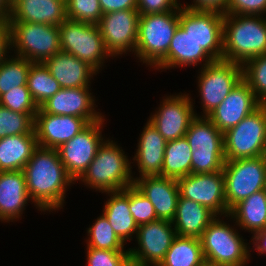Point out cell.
Listing matches in <instances>:
<instances>
[{"instance_id":"83f0119b","label":"cell","mask_w":266,"mask_h":266,"mask_svg":"<svg viewBox=\"0 0 266 266\" xmlns=\"http://www.w3.org/2000/svg\"><path fill=\"white\" fill-rule=\"evenodd\" d=\"M110 199L104 205L103 215L107 218L117 237L125 243L137 233L136 224L129 208V187L110 192Z\"/></svg>"},{"instance_id":"c3c4849f","label":"cell","mask_w":266,"mask_h":266,"mask_svg":"<svg viewBox=\"0 0 266 266\" xmlns=\"http://www.w3.org/2000/svg\"><path fill=\"white\" fill-rule=\"evenodd\" d=\"M253 245H255V250L260 254L266 253V225L261 231L254 233L253 235ZM255 239V240H254Z\"/></svg>"},{"instance_id":"d6a6232c","label":"cell","mask_w":266,"mask_h":266,"mask_svg":"<svg viewBox=\"0 0 266 266\" xmlns=\"http://www.w3.org/2000/svg\"><path fill=\"white\" fill-rule=\"evenodd\" d=\"M27 87L38 107L62 88L44 63L39 62H33L30 66Z\"/></svg>"},{"instance_id":"7bdbcfd3","label":"cell","mask_w":266,"mask_h":266,"mask_svg":"<svg viewBox=\"0 0 266 266\" xmlns=\"http://www.w3.org/2000/svg\"><path fill=\"white\" fill-rule=\"evenodd\" d=\"M266 0H228L225 14L263 15Z\"/></svg>"},{"instance_id":"11a10c76","label":"cell","mask_w":266,"mask_h":266,"mask_svg":"<svg viewBox=\"0 0 266 266\" xmlns=\"http://www.w3.org/2000/svg\"><path fill=\"white\" fill-rule=\"evenodd\" d=\"M263 156L266 158V144H265V150H264Z\"/></svg>"},{"instance_id":"ffe728a7","label":"cell","mask_w":266,"mask_h":266,"mask_svg":"<svg viewBox=\"0 0 266 266\" xmlns=\"http://www.w3.org/2000/svg\"><path fill=\"white\" fill-rule=\"evenodd\" d=\"M133 180L134 186L153 204L157 218L172 221L179 198L177 180L162 176H144Z\"/></svg>"},{"instance_id":"e575fe53","label":"cell","mask_w":266,"mask_h":266,"mask_svg":"<svg viewBox=\"0 0 266 266\" xmlns=\"http://www.w3.org/2000/svg\"><path fill=\"white\" fill-rule=\"evenodd\" d=\"M87 247L124 251V243L117 237L107 218L102 214L88 228Z\"/></svg>"},{"instance_id":"6da1fadb","label":"cell","mask_w":266,"mask_h":266,"mask_svg":"<svg viewBox=\"0 0 266 266\" xmlns=\"http://www.w3.org/2000/svg\"><path fill=\"white\" fill-rule=\"evenodd\" d=\"M23 171L29 198L41 211L62 208L66 188L74 180L68 175L57 149L38 147Z\"/></svg>"},{"instance_id":"74e56055","label":"cell","mask_w":266,"mask_h":266,"mask_svg":"<svg viewBox=\"0 0 266 266\" xmlns=\"http://www.w3.org/2000/svg\"><path fill=\"white\" fill-rule=\"evenodd\" d=\"M102 15L99 0H66V17L70 20L98 24Z\"/></svg>"},{"instance_id":"816d5d0a","label":"cell","mask_w":266,"mask_h":266,"mask_svg":"<svg viewBox=\"0 0 266 266\" xmlns=\"http://www.w3.org/2000/svg\"><path fill=\"white\" fill-rule=\"evenodd\" d=\"M201 266H220L218 264H213V263H209V262H204Z\"/></svg>"},{"instance_id":"7a4b0ae2","label":"cell","mask_w":266,"mask_h":266,"mask_svg":"<svg viewBox=\"0 0 266 266\" xmlns=\"http://www.w3.org/2000/svg\"><path fill=\"white\" fill-rule=\"evenodd\" d=\"M266 54V17L224 14L223 60L243 65Z\"/></svg>"},{"instance_id":"2e32d148","label":"cell","mask_w":266,"mask_h":266,"mask_svg":"<svg viewBox=\"0 0 266 266\" xmlns=\"http://www.w3.org/2000/svg\"><path fill=\"white\" fill-rule=\"evenodd\" d=\"M189 94L166 97L159 110L150 117L149 122L166 141L185 137L191 121L197 116Z\"/></svg>"},{"instance_id":"f6af8a7d","label":"cell","mask_w":266,"mask_h":266,"mask_svg":"<svg viewBox=\"0 0 266 266\" xmlns=\"http://www.w3.org/2000/svg\"><path fill=\"white\" fill-rule=\"evenodd\" d=\"M194 4L184 5L185 8L194 10L216 11L225 14L228 0H193Z\"/></svg>"},{"instance_id":"bcb514c9","label":"cell","mask_w":266,"mask_h":266,"mask_svg":"<svg viewBox=\"0 0 266 266\" xmlns=\"http://www.w3.org/2000/svg\"><path fill=\"white\" fill-rule=\"evenodd\" d=\"M103 14L120 10H137V0H99Z\"/></svg>"},{"instance_id":"836d02e7","label":"cell","mask_w":266,"mask_h":266,"mask_svg":"<svg viewBox=\"0 0 266 266\" xmlns=\"http://www.w3.org/2000/svg\"><path fill=\"white\" fill-rule=\"evenodd\" d=\"M6 57L0 63V96L19 86H27L28 73L33 62L16 56Z\"/></svg>"},{"instance_id":"603a6c76","label":"cell","mask_w":266,"mask_h":266,"mask_svg":"<svg viewBox=\"0 0 266 266\" xmlns=\"http://www.w3.org/2000/svg\"><path fill=\"white\" fill-rule=\"evenodd\" d=\"M23 170L0 172V220L19 218L29 201Z\"/></svg>"},{"instance_id":"8fae6325","label":"cell","mask_w":266,"mask_h":266,"mask_svg":"<svg viewBox=\"0 0 266 266\" xmlns=\"http://www.w3.org/2000/svg\"><path fill=\"white\" fill-rule=\"evenodd\" d=\"M223 17L216 11L179 10V26L200 45L213 60L223 57Z\"/></svg>"},{"instance_id":"ab89813d","label":"cell","mask_w":266,"mask_h":266,"mask_svg":"<svg viewBox=\"0 0 266 266\" xmlns=\"http://www.w3.org/2000/svg\"><path fill=\"white\" fill-rule=\"evenodd\" d=\"M129 208L138 226L158 219L153 204L134 185L129 186Z\"/></svg>"},{"instance_id":"8992f818","label":"cell","mask_w":266,"mask_h":266,"mask_svg":"<svg viewBox=\"0 0 266 266\" xmlns=\"http://www.w3.org/2000/svg\"><path fill=\"white\" fill-rule=\"evenodd\" d=\"M200 240L206 262L220 266H244L250 259L248 244L219 217L206 227Z\"/></svg>"},{"instance_id":"7402d4cb","label":"cell","mask_w":266,"mask_h":266,"mask_svg":"<svg viewBox=\"0 0 266 266\" xmlns=\"http://www.w3.org/2000/svg\"><path fill=\"white\" fill-rule=\"evenodd\" d=\"M66 19V0H18L8 21L59 26Z\"/></svg>"},{"instance_id":"1f68e13d","label":"cell","mask_w":266,"mask_h":266,"mask_svg":"<svg viewBox=\"0 0 266 266\" xmlns=\"http://www.w3.org/2000/svg\"><path fill=\"white\" fill-rule=\"evenodd\" d=\"M204 262L199 238L176 236L159 266H201Z\"/></svg>"},{"instance_id":"3957f363","label":"cell","mask_w":266,"mask_h":266,"mask_svg":"<svg viewBox=\"0 0 266 266\" xmlns=\"http://www.w3.org/2000/svg\"><path fill=\"white\" fill-rule=\"evenodd\" d=\"M131 166L124 151L112 141H104L89 167L78 179L102 193L120 191L134 185Z\"/></svg>"},{"instance_id":"f1b7e54d","label":"cell","mask_w":266,"mask_h":266,"mask_svg":"<svg viewBox=\"0 0 266 266\" xmlns=\"http://www.w3.org/2000/svg\"><path fill=\"white\" fill-rule=\"evenodd\" d=\"M240 228L256 233L266 225V194L263 190L253 193L235 204L229 211Z\"/></svg>"},{"instance_id":"52a82bcc","label":"cell","mask_w":266,"mask_h":266,"mask_svg":"<svg viewBox=\"0 0 266 266\" xmlns=\"http://www.w3.org/2000/svg\"><path fill=\"white\" fill-rule=\"evenodd\" d=\"M8 25L16 56L43 63L61 51L58 26L19 21H8Z\"/></svg>"},{"instance_id":"681fc988","label":"cell","mask_w":266,"mask_h":266,"mask_svg":"<svg viewBox=\"0 0 266 266\" xmlns=\"http://www.w3.org/2000/svg\"><path fill=\"white\" fill-rule=\"evenodd\" d=\"M12 11V6L8 0H0V21L8 22Z\"/></svg>"},{"instance_id":"484cf974","label":"cell","mask_w":266,"mask_h":266,"mask_svg":"<svg viewBox=\"0 0 266 266\" xmlns=\"http://www.w3.org/2000/svg\"><path fill=\"white\" fill-rule=\"evenodd\" d=\"M166 140L157 129L148 121L140 135L138 149L133 160L141 177L160 176L164 162Z\"/></svg>"},{"instance_id":"ee69618b","label":"cell","mask_w":266,"mask_h":266,"mask_svg":"<svg viewBox=\"0 0 266 266\" xmlns=\"http://www.w3.org/2000/svg\"><path fill=\"white\" fill-rule=\"evenodd\" d=\"M177 0H137L139 15L179 11L181 4Z\"/></svg>"},{"instance_id":"7c38bea8","label":"cell","mask_w":266,"mask_h":266,"mask_svg":"<svg viewBox=\"0 0 266 266\" xmlns=\"http://www.w3.org/2000/svg\"><path fill=\"white\" fill-rule=\"evenodd\" d=\"M104 120L101 118L89 123L74 138L57 148L61 162L74 181L83 175L103 143L101 128Z\"/></svg>"},{"instance_id":"cb8c5ba5","label":"cell","mask_w":266,"mask_h":266,"mask_svg":"<svg viewBox=\"0 0 266 266\" xmlns=\"http://www.w3.org/2000/svg\"><path fill=\"white\" fill-rule=\"evenodd\" d=\"M200 61H204L203 66H206L214 60L189 34L178 26L171 40L167 55L155 68L159 70V68L167 69L176 66H197Z\"/></svg>"},{"instance_id":"d4e9b609","label":"cell","mask_w":266,"mask_h":266,"mask_svg":"<svg viewBox=\"0 0 266 266\" xmlns=\"http://www.w3.org/2000/svg\"><path fill=\"white\" fill-rule=\"evenodd\" d=\"M218 217L208 207L179 195L172 220L177 236L201 238L206 227Z\"/></svg>"},{"instance_id":"5b68a950","label":"cell","mask_w":266,"mask_h":266,"mask_svg":"<svg viewBox=\"0 0 266 266\" xmlns=\"http://www.w3.org/2000/svg\"><path fill=\"white\" fill-rule=\"evenodd\" d=\"M58 29L61 51L74 55L96 72L103 66L104 59L112 56L106 49L97 24L67 18Z\"/></svg>"},{"instance_id":"f907efd6","label":"cell","mask_w":266,"mask_h":266,"mask_svg":"<svg viewBox=\"0 0 266 266\" xmlns=\"http://www.w3.org/2000/svg\"><path fill=\"white\" fill-rule=\"evenodd\" d=\"M121 266H144L138 260L133 259L132 257H128Z\"/></svg>"},{"instance_id":"f546056e","label":"cell","mask_w":266,"mask_h":266,"mask_svg":"<svg viewBox=\"0 0 266 266\" xmlns=\"http://www.w3.org/2000/svg\"><path fill=\"white\" fill-rule=\"evenodd\" d=\"M196 116L185 134L191 151L224 152V133L207 117Z\"/></svg>"},{"instance_id":"9a60e30c","label":"cell","mask_w":266,"mask_h":266,"mask_svg":"<svg viewBox=\"0 0 266 266\" xmlns=\"http://www.w3.org/2000/svg\"><path fill=\"white\" fill-rule=\"evenodd\" d=\"M139 16L137 10H120L102 15L97 25L112 57L135 51Z\"/></svg>"},{"instance_id":"4316f807","label":"cell","mask_w":266,"mask_h":266,"mask_svg":"<svg viewBox=\"0 0 266 266\" xmlns=\"http://www.w3.org/2000/svg\"><path fill=\"white\" fill-rule=\"evenodd\" d=\"M38 147L35 134L0 138V172L23 170Z\"/></svg>"},{"instance_id":"f5cc1de1","label":"cell","mask_w":266,"mask_h":266,"mask_svg":"<svg viewBox=\"0 0 266 266\" xmlns=\"http://www.w3.org/2000/svg\"><path fill=\"white\" fill-rule=\"evenodd\" d=\"M263 191L266 194V171H265V178H264V184H263Z\"/></svg>"},{"instance_id":"b9f144b4","label":"cell","mask_w":266,"mask_h":266,"mask_svg":"<svg viewBox=\"0 0 266 266\" xmlns=\"http://www.w3.org/2000/svg\"><path fill=\"white\" fill-rule=\"evenodd\" d=\"M130 256L129 251H114L87 247L88 266H121Z\"/></svg>"},{"instance_id":"4dcf8cb0","label":"cell","mask_w":266,"mask_h":266,"mask_svg":"<svg viewBox=\"0 0 266 266\" xmlns=\"http://www.w3.org/2000/svg\"><path fill=\"white\" fill-rule=\"evenodd\" d=\"M192 151L186 137L166 142L160 176L178 180L191 174Z\"/></svg>"},{"instance_id":"db71d44e","label":"cell","mask_w":266,"mask_h":266,"mask_svg":"<svg viewBox=\"0 0 266 266\" xmlns=\"http://www.w3.org/2000/svg\"><path fill=\"white\" fill-rule=\"evenodd\" d=\"M11 6H13L18 0H8Z\"/></svg>"},{"instance_id":"e0dca14e","label":"cell","mask_w":266,"mask_h":266,"mask_svg":"<svg viewBox=\"0 0 266 266\" xmlns=\"http://www.w3.org/2000/svg\"><path fill=\"white\" fill-rule=\"evenodd\" d=\"M88 124L84 118L45 113L39 107L34 117V132L38 146L57 149L74 138Z\"/></svg>"},{"instance_id":"44dd1931","label":"cell","mask_w":266,"mask_h":266,"mask_svg":"<svg viewBox=\"0 0 266 266\" xmlns=\"http://www.w3.org/2000/svg\"><path fill=\"white\" fill-rule=\"evenodd\" d=\"M43 63L62 88L89 87L91 78L97 73L87 63L63 51Z\"/></svg>"},{"instance_id":"ba28073f","label":"cell","mask_w":266,"mask_h":266,"mask_svg":"<svg viewBox=\"0 0 266 266\" xmlns=\"http://www.w3.org/2000/svg\"><path fill=\"white\" fill-rule=\"evenodd\" d=\"M266 144V104L224 133L226 160L263 156Z\"/></svg>"},{"instance_id":"d6986e66","label":"cell","mask_w":266,"mask_h":266,"mask_svg":"<svg viewBox=\"0 0 266 266\" xmlns=\"http://www.w3.org/2000/svg\"><path fill=\"white\" fill-rule=\"evenodd\" d=\"M91 94L89 93V87L61 88L40 108L45 113L71 115L84 118L88 123L96 122L103 117L95 111V99Z\"/></svg>"},{"instance_id":"60d3db41","label":"cell","mask_w":266,"mask_h":266,"mask_svg":"<svg viewBox=\"0 0 266 266\" xmlns=\"http://www.w3.org/2000/svg\"><path fill=\"white\" fill-rule=\"evenodd\" d=\"M226 161L224 152H192L191 173H212L222 171Z\"/></svg>"},{"instance_id":"ac0fdd59","label":"cell","mask_w":266,"mask_h":266,"mask_svg":"<svg viewBox=\"0 0 266 266\" xmlns=\"http://www.w3.org/2000/svg\"><path fill=\"white\" fill-rule=\"evenodd\" d=\"M262 103L242 79L207 118L222 132L238 125Z\"/></svg>"},{"instance_id":"f35d334b","label":"cell","mask_w":266,"mask_h":266,"mask_svg":"<svg viewBox=\"0 0 266 266\" xmlns=\"http://www.w3.org/2000/svg\"><path fill=\"white\" fill-rule=\"evenodd\" d=\"M0 105L14 112L36 114L39 107L27 86L15 87L0 96Z\"/></svg>"},{"instance_id":"d590c367","label":"cell","mask_w":266,"mask_h":266,"mask_svg":"<svg viewBox=\"0 0 266 266\" xmlns=\"http://www.w3.org/2000/svg\"><path fill=\"white\" fill-rule=\"evenodd\" d=\"M242 79L250 86L255 97L266 104V54L256 56L242 65Z\"/></svg>"},{"instance_id":"5bb4252c","label":"cell","mask_w":266,"mask_h":266,"mask_svg":"<svg viewBox=\"0 0 266 266\" xmlns=\"http://www.w3.org/2000/svg\"><path fill=\"white\" fill-rule=\"evenodd\" d=\"M172 225V221L157 219L138 226L136 238L139 247L128 250L130 257L144 266H159L177 236Z\"/></svg>"},{"instance_id":"9c48e42d","label":"cell","mask_w":266,"mask_h":266,"mask_svg":"<svg viewBox=\"0 0 266 266\" xmlns=\"http://www.w3.org/2000/svg\"><path fill=\"white\" fill-rule=\"evenodd\" d=\"M222 171L225 177L227 208L230 210L239 201L263 190L266 158L258 156L226 160Z\"/></svg>"},{"instance_id":"30bf717a","label":"cell","mask_w":266,"mask_h":266,"mask_svg":"<svg viewBox=\"0 0 266 266\" xmlns=\"http://www.w3.org/2000/svg\"><path fill=\"white\" fill-rule=\"evenodd\" d=\"M200 73L198 87L205 114L202 116L207 117L242 80V65L223 59L214 60Z\"/></svg>"},{"instance_id":"277c9868","label":"cell","mask_w":266,"mask_h":266,"mask_svg":"<svg viewBox=\"0 0 266 266\" xmlns=\"http://www.w3.org/2000/svg\"><path fill=\"white\" fill-rule=\"evenodd\" d=\"M179 26V11L140 15L135 54L143 63L156 66L168 53Z\"/></svg>"},{"instance_id":"4fadbf2b","label":"cell","mask_w":266,"mask_h":266,"mask_svg":"<svg viewBox=\"0 0 266 266\" xmlns=\"http://www.w3.org/2000/svg\"><path fill=\"white\" fill-rule=\"evenodd\" d=\"M179 195L208 207L216 215L228 217L223 171L188 174L177 180Z\"/></svg>"},{"instance_id":"8d00e7d4","label":"cell","mask_w":266,"mask_h":266,"mask_svg":"<svg viewBox=\"0 0 266 266\" xmlns=\"http://www.w3.org/2000/svg\"><path fill=\"white\" fill-rule=\"evenodd\" d=\"M35 115L14 112L0 105V138L19 134H35Z\"/></svg>"},{"instance_id":"7dc6e473","label":"cell","mask_w":266,"mask_h":266,"mask_svg":"<svg viewBox=\"0 0 266 266\" xmlns=\"http://www.w3.org/2000/svg\"><path fill=\"white\" fill-rule=\"evenodd\" d=\"M10 28L8 22L0 21V63L6 58L10 50Z\"/></svg>"}]
</instances>
